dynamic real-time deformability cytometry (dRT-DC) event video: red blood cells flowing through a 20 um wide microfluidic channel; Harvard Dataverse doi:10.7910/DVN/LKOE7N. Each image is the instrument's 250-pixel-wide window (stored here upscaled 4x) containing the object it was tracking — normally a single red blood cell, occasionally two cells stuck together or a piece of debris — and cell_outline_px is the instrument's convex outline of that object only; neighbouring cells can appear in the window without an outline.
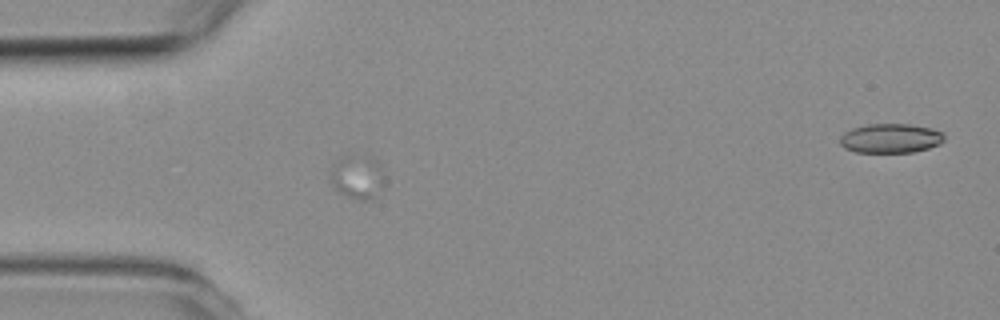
{"species": "common noctule bat (a hibernating species)", "species_latin": "Nyctalus noctula", "temperature_condition": "room temperature", "stored_images_in_passage": 6, "segment_of_instrument_passage": [1, 2], "camera_frame_rate_fps": 3000, "um_per_image_px": 0.085, "animal": {"sex": "female", "body_mass_g": 19.3, "forearm_length_mm": 54.1}, "frame": {"image": 1, "passage_image": 5, "time_ms": 5.333, "image_size_px": [1000, 320], "cell_outline_px": [[384, 188], [372, 200], [360, 200], [348, 196], [340, 192], [336, 188], [328, 176], [332, 164], [340, 156], [352, 152], [384, 184]], "centroid_in_image_um": [30.15, 15.15], "position_along_channel_um": 54.8, "area_um2": 12.2}}